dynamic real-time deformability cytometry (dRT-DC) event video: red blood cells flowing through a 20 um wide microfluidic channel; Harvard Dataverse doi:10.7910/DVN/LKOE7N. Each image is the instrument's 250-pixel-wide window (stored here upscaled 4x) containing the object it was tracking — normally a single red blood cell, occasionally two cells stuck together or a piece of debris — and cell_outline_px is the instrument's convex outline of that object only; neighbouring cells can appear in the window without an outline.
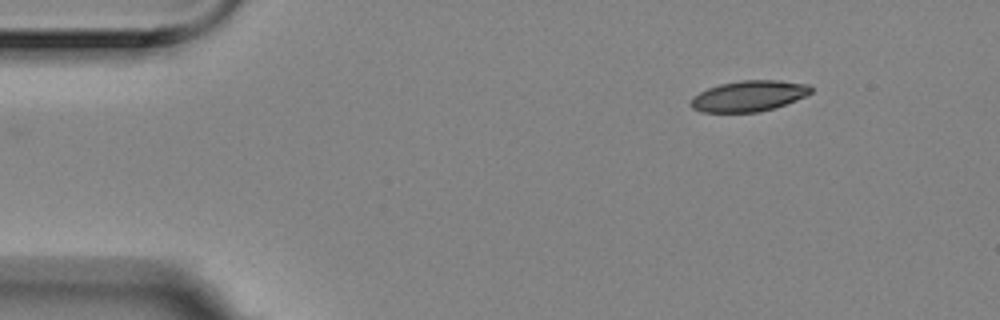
{"species": "Egyptian fruit bat (a non-hibernating species)", "species_latin": "Rousettus aegyptiacus", "temperature_condition": "room temperature", "stored_images_in_passage": 5, "camera_frame_rate_fps": 3000, "um_per_image_px": 0.085, "animal": {"sex": "female"}, "frame": {"image": 1, "passage_image": 5, "time_ms": 1.333, "image_size_px": [1000, 320], "cell_outline_px": [[812, 92], [796, 100], [760, 112], [700, 112], [692, 108], [688, 104], [692, 96], [708, 88], [720, 84], [740, 80], [780, 80], [808, 84], [812, 88]], "centroid_in_image_um": [63.61, 8.16], "position_along_channel_um": 21.4, "area_um2": 21.62}}